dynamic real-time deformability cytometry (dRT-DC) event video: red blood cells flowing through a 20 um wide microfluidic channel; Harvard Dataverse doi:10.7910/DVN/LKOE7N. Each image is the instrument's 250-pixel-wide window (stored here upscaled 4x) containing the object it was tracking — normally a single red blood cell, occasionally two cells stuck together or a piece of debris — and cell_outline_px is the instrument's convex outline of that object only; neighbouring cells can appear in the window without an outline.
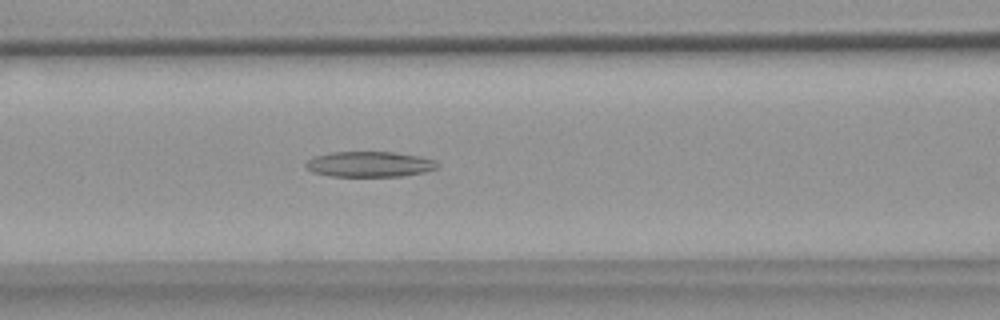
{"species": "common noctule bat (a hibernating species)", "species_latin": "Nyctalus noctula", "temperature_condition": "warm", "stored_images_in_passage": 56, "camera_frame_rate_fps": 3000, "um_per_image_px": 0.085, "animal": {"sex": "female", "body_mass_g": 18.4}, "frame": {"image": 1, "passage_image": 22, "time_ms": 7.0, "image_size_px": [1000, 320], "cell_outline_px": [[440, 164], [436, 168], [424, 172], [404, 176], [332, 176], [312, 172], [304, 164], [308, 160], [316, 156], [332, 152], [396, 152], [420, 156], [436, 160]], "centroid_in_image_um": [31.45, 13.95], "position_along_channel_um": 135.1, "area_um2": 19.54}}
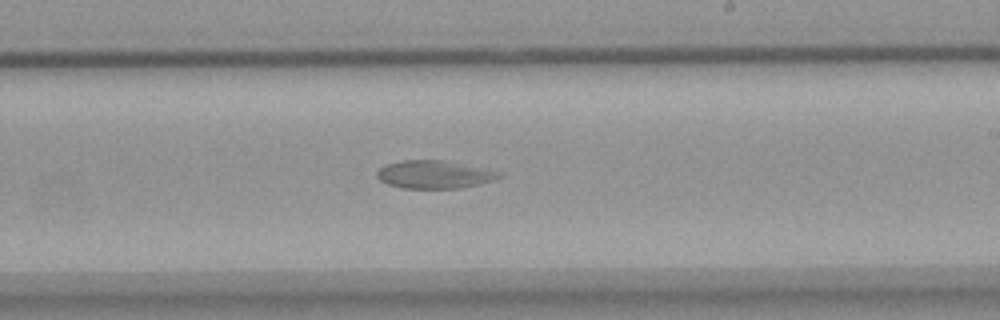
{"frame": {"image": 2, "passage_image": 32, "time_ms": 10.333, "image_size_px": [1000, 320], "cell_outline_px": [[504, 176], [496, 180], [480, 184], [460, 188], [400, 188], [388, 184], [380, 180], [376, 176], [376, 172], [384, 164], [404, 160], [440, 160], [504, 172]], "centroid_in_image_um": [36.94, 14.84], "position_along_channel_um": 252.1, "area_um2": 20.0}}
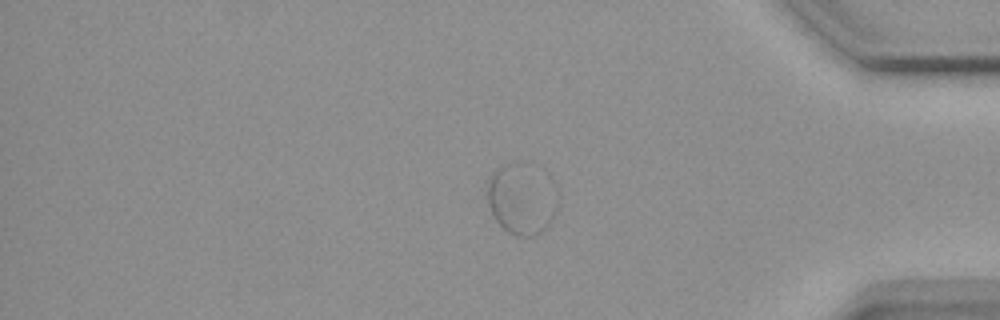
{"frame": {"image": 3, "passage_image": 46, "time_ms": 15.0, "image_size_px": [1000, 320], "cell_outline_px": [[556, 212], [552, 220], [536, 236], [516, 236], [508, 232], [496, 220], [488, 204], [488, 184], [496, 168], [516, 160], [556, 208]], "centroid_in_image_um": [44.09, 17.12], "position_along_channel_um": 391.1, "area_um2": 25.03}, "authors_computed_cell_mechanics": {"area_um2": 23.5246, "velocity_mm_per_s": 3.5219, "shape_relaxation_time_tau1_ms": null, "shape_relaxation_time_tau2_ms": 2.1073, "deformation_change_tau1": null, "deformation_change_tau2": 0.0426}}